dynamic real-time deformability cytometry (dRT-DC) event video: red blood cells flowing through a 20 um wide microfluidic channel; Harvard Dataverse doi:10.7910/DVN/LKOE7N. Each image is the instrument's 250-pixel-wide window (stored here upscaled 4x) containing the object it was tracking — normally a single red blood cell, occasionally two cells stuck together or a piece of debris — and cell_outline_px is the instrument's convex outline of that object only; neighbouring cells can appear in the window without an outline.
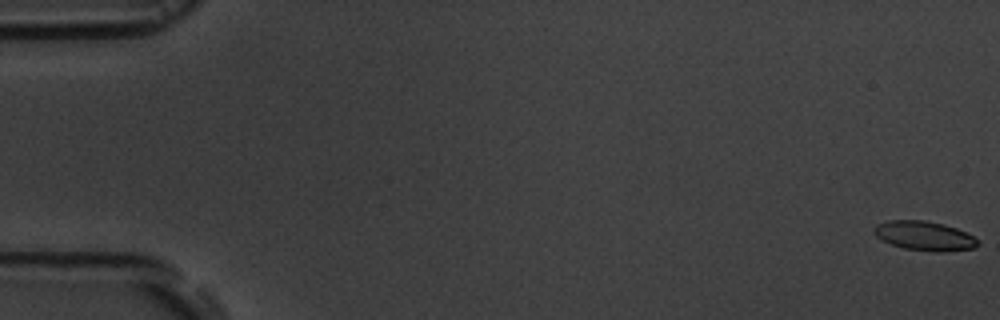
{"species": "common noctule bat (a hibernating species)", "species_latin": "Nyctalus noctula", "temperature_condition": "room temperature", "stored_images_in_passage": 6, "camera_frame_rate_fps": 3000, "um_per_image_px": 0.085, "animal": {"sex": "male", "body_mass_g": 19.5, "forearm_length_mm": 54.6}, "frame": {"image": 1, "passage_image": 1, "time_ms": 0.0, "image_size_px": [1000, 320], "cell_outline_px": [[980, 244], [972, 248], [940, 252], [936, 252], [904, 248], [892, 244], [876, 236], [872, 232], [872, 228], [876, 224], [888, 220], [924, 220], [956, 228], [972, 236]], "centroid_in_image_um": [78.52, 20.04], "position_along_channel_um": 6.5, "area_um2": 17.46}}
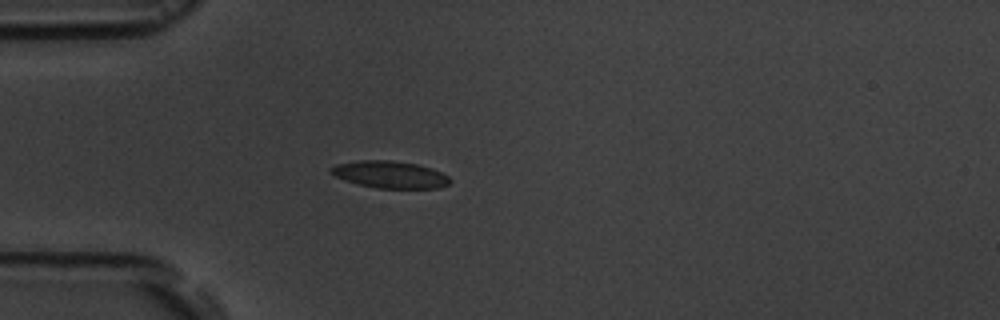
{"frame": {"image": 2, "passage_image": 5, "time_ms": 5.333, "image_size_px": [1000, 320], "cell_outline_px": [[452, 180], [448, 184], [440, 188], [376, 188], [344, 180], [328, 172], [328, 168], [336, 164], [360, 160], [392, 160], [416, 164], [432, 168], [448, 176]], "centroid_in_image_um": [33.13, 14.83], "position_along_channel_um": 51.9, "area_um2": 18.84}}